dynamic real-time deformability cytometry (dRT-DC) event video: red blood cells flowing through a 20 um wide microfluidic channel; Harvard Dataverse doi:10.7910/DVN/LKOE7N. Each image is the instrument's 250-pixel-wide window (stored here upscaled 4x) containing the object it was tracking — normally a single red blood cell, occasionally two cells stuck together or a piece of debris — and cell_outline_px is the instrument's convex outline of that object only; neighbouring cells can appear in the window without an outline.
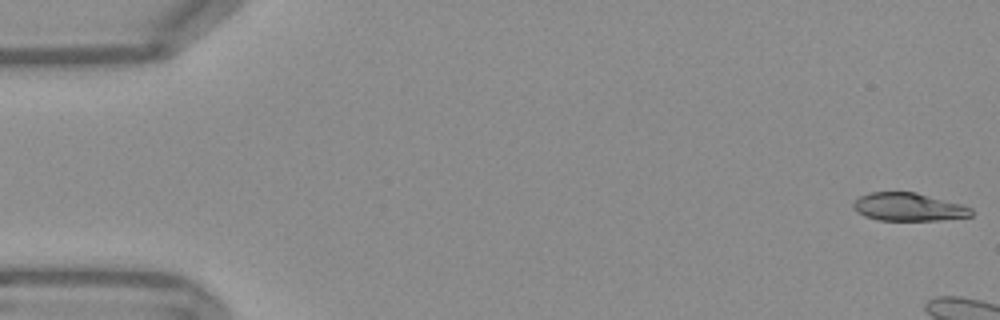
{"species": "Egyptian fruit bat (a non-hibernating species)", "species_latin": "Rousettus aegyptiacus", "temperature_condition": "warm", "stored_images_in_passage": 7, "camera_frame_rate_fps": 3000, "um_per_image_px": 0.085, "frame": {"image": 1, "passage_image": 1, "time_ms": 0.0, "image_size_px": [1000, 320], "cell_outline_px": [[972, 216], [940, 220], [880, 220], [864, 216], [856, 212], [852, 208], [852, 200], [868, 192], [916, 192], [960, 204], [972, 208]], "centroid_in_image_um": [77.16, 17.59], "position_along_channel_um": 7.8, "area_um2": 19.36}}